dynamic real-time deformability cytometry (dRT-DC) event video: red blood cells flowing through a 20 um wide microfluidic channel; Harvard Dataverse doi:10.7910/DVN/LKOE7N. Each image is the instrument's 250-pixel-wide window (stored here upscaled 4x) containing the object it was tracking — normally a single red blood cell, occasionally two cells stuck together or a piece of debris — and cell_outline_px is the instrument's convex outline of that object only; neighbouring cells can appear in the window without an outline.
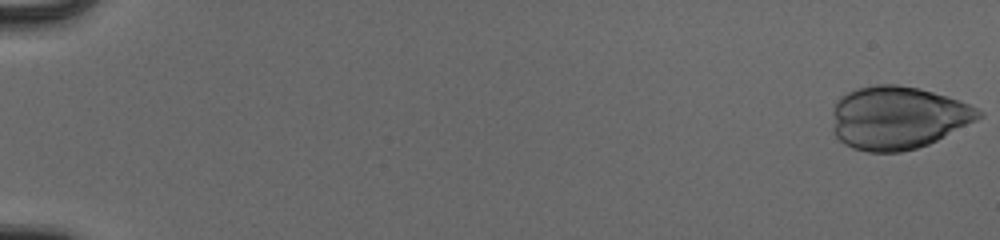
{"species": "human", "species_latin": "Homo sapiens", "temperature_condition": "cold", "stored_images_in_passage": 54, "camera_frame_rate_fps": 3000, "um_per_image_px": 0.085, "donor": {"sex": "male"}, "frame": {"image": 1, "passage_image": 1, "time_ms": 0.0, "image_size_px": [1000, 240], "cell_outline_px": [[984, 116], [928, 144], [916, 148], [900, 152], [868, 152], [852, 148], [844, 144], [836, 136], [832, 128], [836, 100], [840, 96], [856, 88], [876, 84], [896, 84], [920, 88], [948, 96], [968, 104], [984, 112]], "centroid_in_image_um": [76.3, 9.99], "position_along_channel_um": 8.7, "area_um2": 53.64}}
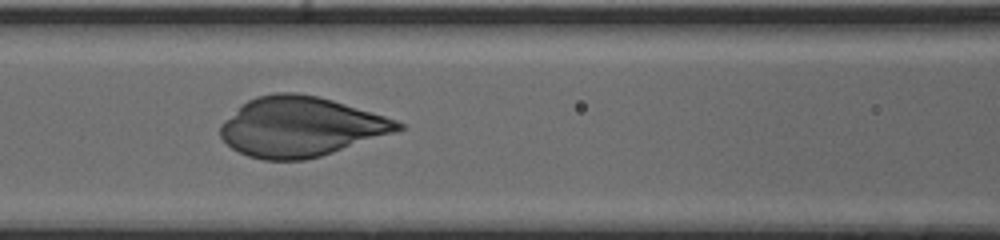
{"frame": {"image": 2, "passage_image": 26, "time_ms": 8.333, "image_size_px": [1000, 240], "cell_outline_px": [[404, 128], [396, 132], [320, 156], [304, 160], [264, 160], [248, 156], [232, 148], [220, 136], [220, 124], [240, 104], [256, 96], [276, 92], [296, 92], [316, 96], [332, 100], [384, 116], [396, 120], [404, 124]], "centroid_in_image_um": [25.52, 10.77], "position_along_channel_um": 141.1, "area_um2": 61.56}}
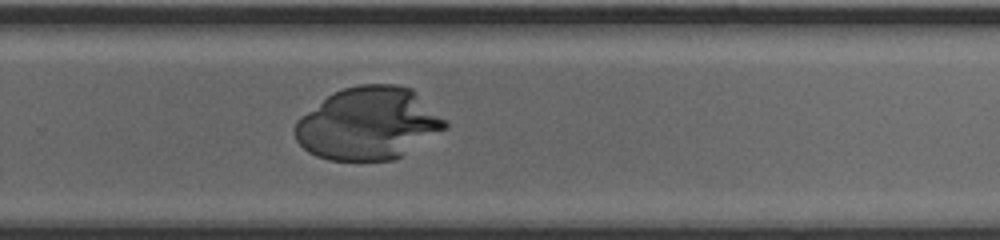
{"frame": {"image": 3, "passage_image": 38, "time_ms": 12.333, "image_size_px": [1000, 240], "cell_outline_px": [[448, 128], [400, 156], [392, 160], [328, 160], [316, 156], [308, 152], [296, 140], [296, 120], [300, 116], [332, 92], [344, 88], [360, 84], [396, 84], [412, 88], [448, 124]], "centroid_in_image_um": [31.28, 10.49], "position_along_channel_um": 298.5, "area_um2": 63.06}}